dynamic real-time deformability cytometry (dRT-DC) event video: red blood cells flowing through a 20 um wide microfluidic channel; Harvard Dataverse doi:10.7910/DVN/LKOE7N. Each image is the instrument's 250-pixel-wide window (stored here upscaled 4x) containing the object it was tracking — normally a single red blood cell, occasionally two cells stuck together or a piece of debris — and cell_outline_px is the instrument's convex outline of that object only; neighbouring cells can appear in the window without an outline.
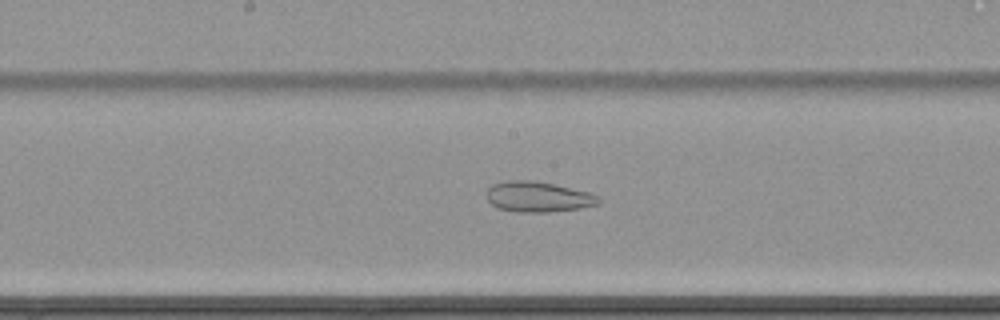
{"species": "common noctule bat (a hibernating species)", "species_latin": "Nyctalus noctula", "temperature_condition": "cold", "stored_images_in_passage": 64, "camera_frame_rate_fps": 3000, "um_per_image_px": 0.085, "animal": {"sex": "female", "body_mass_g": 22.7, "forearm_length_mm": 54.2}, "frame": {"image": 1, "passage_image": 37, "time_ms": 12.0, "image_size_px": [1000, 320], "cell_outline_px": [[600, 200], [596, 204], [580, 208], [548, 212], [516, 212], [496, 208], [488, 200], [488, 188], [492, 184], [504, 180], [532, 180], [556, 184], [592, 192], [600, 196]], "centroid_in_image_um": [45.75, 16.71], "position_along_channel_um": 202.5, "area_um2": 20.11}}
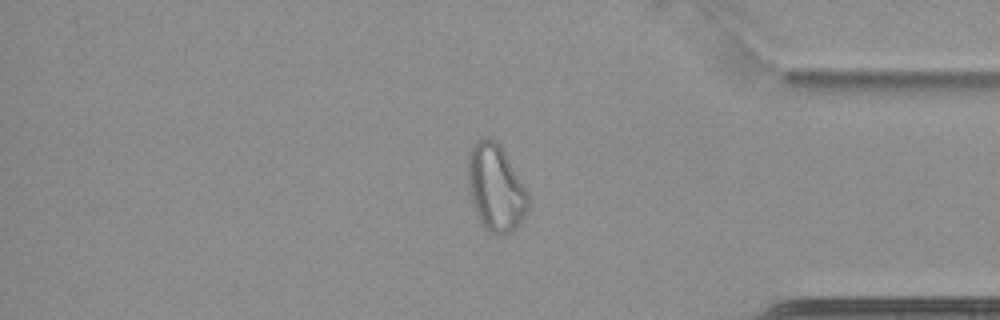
{"frame": {"image": 2, "passage_image": 55, "time_ms": 18.0, "image_size_px": [1000, 320], "cell_outline_px": [[532, 204], [516, 228], [512, 232], [500, 236], [496, 236], [488, 232], [484, 228], [476, 212], [472, 200], [468, 184], [468, 148], [480, 136], [488, 136], [496, 140], [500, 144], [528, 192]], "centroid_in_image_um": [42.14, 15.94], "position_along_channel_um": 393.1, "area_um2": 31.15}}